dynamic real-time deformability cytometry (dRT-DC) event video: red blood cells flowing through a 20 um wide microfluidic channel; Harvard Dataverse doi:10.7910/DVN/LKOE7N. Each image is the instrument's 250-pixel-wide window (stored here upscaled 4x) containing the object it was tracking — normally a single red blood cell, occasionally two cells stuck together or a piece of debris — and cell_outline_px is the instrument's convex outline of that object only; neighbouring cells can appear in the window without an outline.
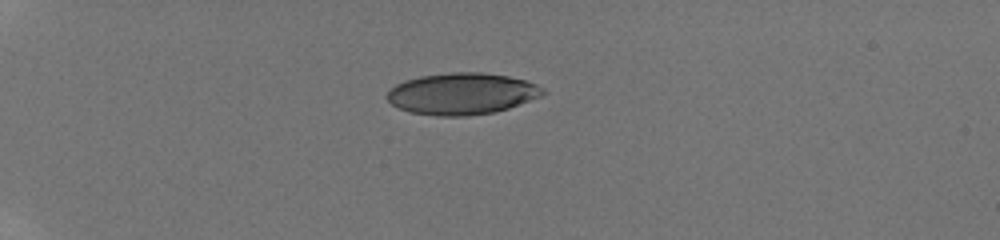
{"species": "human", "species_latin": "Homo sapiens", "temperature_condition": "room temperature", "stored_images_in_passage": 9, "camera_frame_rate_fps": 3000, "um_per_image_px": 0.085, "donor": {"sex": "male"}, "frame": {"image": 1, "passage_image": 1, "time_ms": 0.0, "image_size_px": [1000, 240], "cell_outline_px": [[548, 92], [540, 96], [508, 108], [496, 112], [468, 116], [436, 116], [408, 112], [392, 104], [384, 96], [396, 84], [404, 80], [420, 76], [452, 72], [480, 72], [508, 76], [524, 80], [536, 84], [544, 88]], "centroid_in_image_um": [39.25, 7.97], "position_along_channel_um": 45.8, "area_um2": 37.86}}
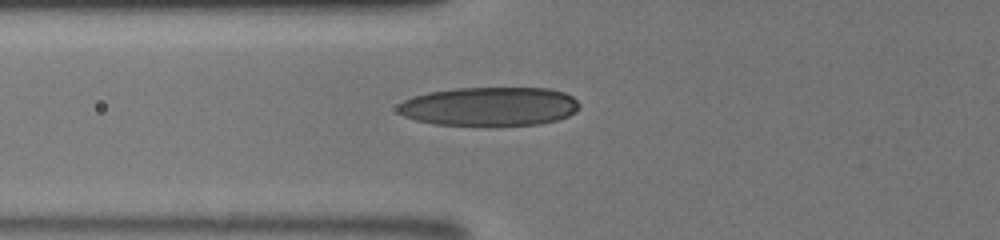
{"frame": {"image": 2, "passage_image": 6, "time_ms": 2.333, "image_size_px": [1000, 240], "cell_outline_px": [[580, 108], [576, 112], [568, 116], [556, 120], [540, 124], [436, 124], [416, 120], [404, 116], [396, 108], [404, 100], [412, 96], [428, 92], [456, 88], [548, 88], [564, 92], [572, 96], [580, 104]], "centroid_in_image_um": [41.63, 9.02], "position_along_channel_um": 84.2, "area_um2": 40.75}}